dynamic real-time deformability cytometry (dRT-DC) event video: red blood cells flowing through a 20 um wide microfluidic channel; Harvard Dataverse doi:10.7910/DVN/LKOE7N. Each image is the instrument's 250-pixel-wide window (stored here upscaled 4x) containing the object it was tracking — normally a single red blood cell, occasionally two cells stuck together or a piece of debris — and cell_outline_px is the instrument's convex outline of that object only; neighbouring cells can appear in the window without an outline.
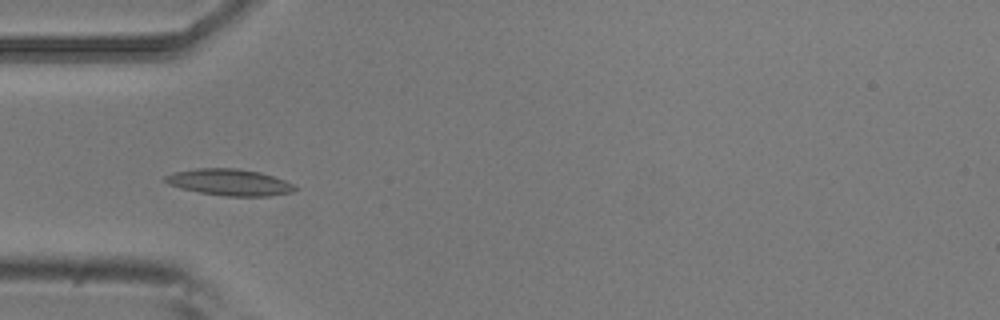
{"species": "common noctule bat (a hibernating species)", "species_latin": "Nyctalus noctula", "temperature_condition": "room temperature", "stored_images_in_passage": 8, "camera_frame_rate_fps": 3000, "um_per_image_px": 0.085, "animal": {"sex": "male", "body_mass_g": 20.5, "forearm_length_mm": 52.5}, "frame": {"image": 1, "passage_image": 5, "time_ms": 1.333, "image_size_px": [1000, 320], "cell_outline_px": [[300, 188], [292, 192], [268, 196], [224, 196], [200, 192], [180, 188], [168, 184], [164, 180], [164, 176], [176, 172], [196, 168], [236, 168], [260, 172], [284, 180]], "centroid_in_image_um": [19.52, 15.49], "position_along_channel_um": 65.5, "area_um2": 19.94}}
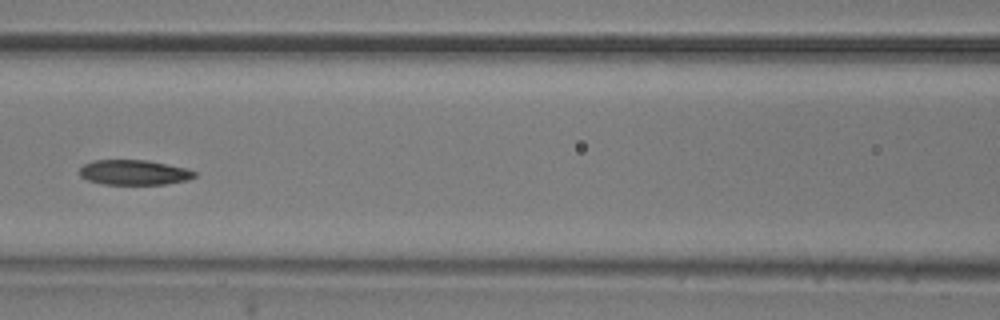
{"frame": {"image": 2, "passage_image": 7, "time_ms": 2.0, "image_size_px": [1000, 320], "cell_outline_px": [[196, 176], [188, 180], [164, 184], [104, 184], [88, 180], [80, 176], [80, 168], [84, 164], [92, 160], [148, 160], [184, 168], [196, 172]], "centroid_in_image_um": [11.38, 14.65], "position_along_channel_um": 155.2, "area_um2": 16.65}}
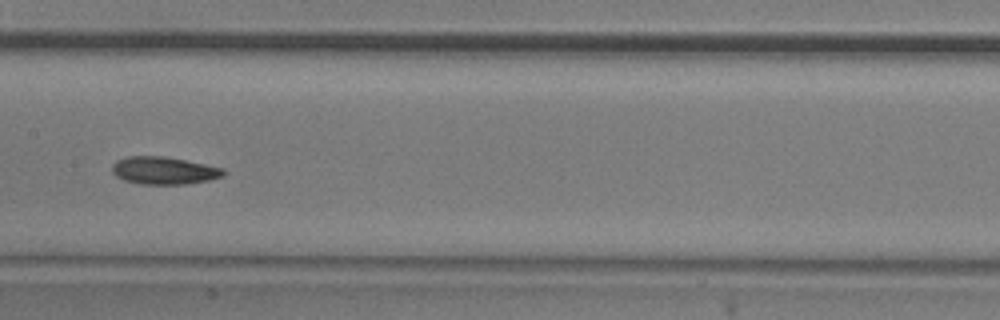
{"frame": {"image": 3, "passage_image": 8, "time_ms": 2.333, "image_size_px": [1000, 320], "cell_outline_px": [[228, 172], [224, 176], [208, 180], [184, 184], [140, 184], [124, 180], [116, 176], [112, 172], [112, 164], [116, 160], [128, 156], [164, 156], [224, 168]], "centroid_in_image_um": [13.93, 14.49], "position_along_channel_um": 193.5, "area_um2": 17.92}}